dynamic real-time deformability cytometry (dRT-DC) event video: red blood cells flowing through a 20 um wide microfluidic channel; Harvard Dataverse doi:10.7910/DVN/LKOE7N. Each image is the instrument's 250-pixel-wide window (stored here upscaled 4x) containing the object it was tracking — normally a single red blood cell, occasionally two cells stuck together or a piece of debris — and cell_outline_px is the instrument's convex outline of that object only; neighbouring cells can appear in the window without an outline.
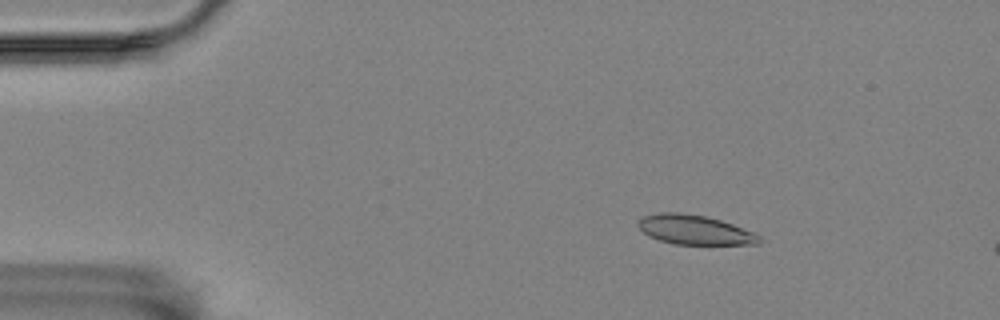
{"species": "Egyptian fruit bat (a non-hibernating species)", "species_latin": "Rousettus aegyptiacus", "temperature_condition": "room temperature", "stored_images_in_passage": 7, "camera_frame_rate_fps": 3000, "um_per_image_px": 0.085, "animal": {"sex": "female"}, "frame": {"image": 1, "passage_image": 3, "time_ms": 2.333, "image_size_px": [1000, 320], "cell_outline_px": [[764, 240], [760, 244], [676, 244], [660, 240], [648, 236], [636, 224], [636, 220], [644, 216], [660, 212], [680, 212], [704, 216], [720, 220], [732, 224], [752, 232], [760, 236]], "centroid_in_image_um": [59.03, 19.53], "position_along_channel_um": 26.0, "area_um2": 20.75}}